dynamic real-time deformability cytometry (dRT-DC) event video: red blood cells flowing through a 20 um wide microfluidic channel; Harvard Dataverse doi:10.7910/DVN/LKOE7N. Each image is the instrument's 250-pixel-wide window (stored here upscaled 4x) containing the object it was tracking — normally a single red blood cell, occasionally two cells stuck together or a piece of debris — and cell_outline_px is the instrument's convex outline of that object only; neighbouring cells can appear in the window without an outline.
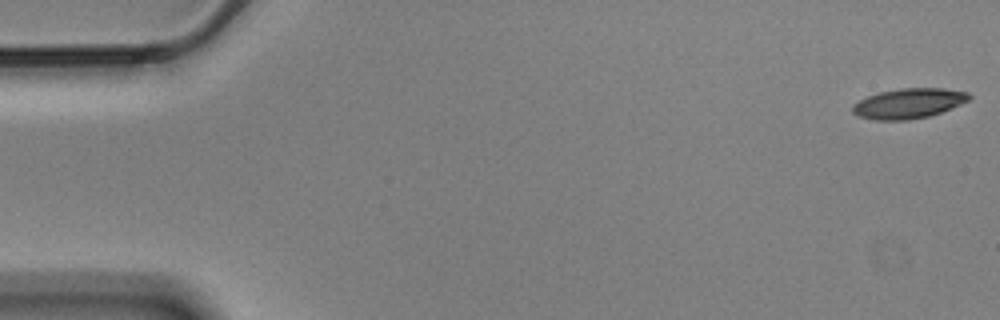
{"species": "Egyptian fruit bat (a non-hibernating species)", "species_latin": "Rousettus aegyptiacus", "temperature_condition": "cold", "stored_images_in_passage": 57, "camera_frame_rate_fps": 3000, "um_per_image_px": 0.085, "animal": {"sex": "male"}, "frame": {"image": 1, "passage_image": 1, "time_ms": 0.0, "image_size_px": [1000, 320], "cell_outline_px": [[972, 96], [968, 100], [960, 104], [940, 112], [928, 116], [908, 120], [876, 120], [856, 116], [852, 112], [852, 104], [868, 96], [880, 92], [900, 88], [944, 88], [968, 92]], "centroid_in_image_um": [77.21, 8.79], "position_along_channel_um": 7.8, "area_um2": 20.35}}
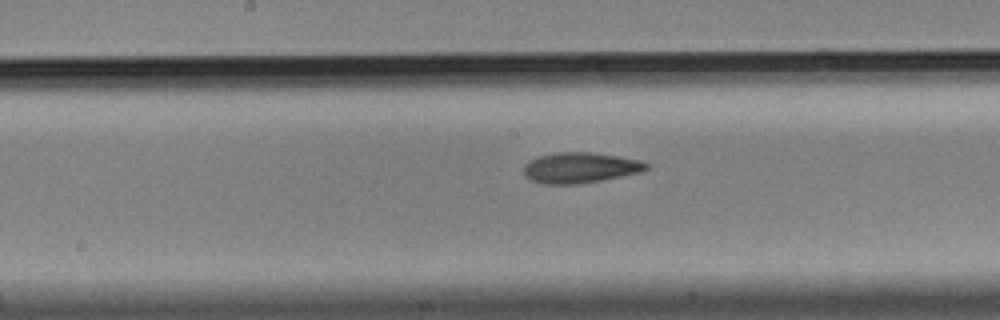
{"frame": {"image": 2, "passage_image": 29, "time_ms": 9.333, "image_size_px": [1000, 320], "cell_outline_px": [[648, 168], [640, 172], [600, 180], [576, 184], [544, 184], [532, 180], [524, 176], [524, 164], [528, 160], [540, 156], [556, 152], [592, 152], [640, 160], [648, 164]], "centroid_in_image_um": [49.27, 14.25], "position_along_channel_um": 198.9, "area_um2": 21.68}}
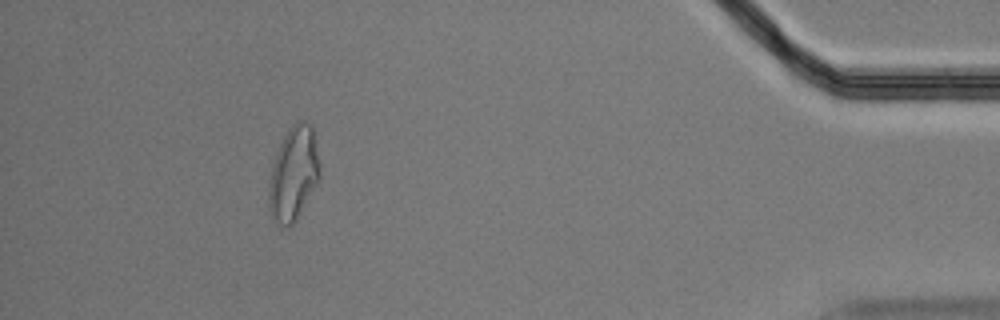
{"frame": {"image": 3, "passage_image": 52, "time_ms": 17.0, "image_size_px": [1000, 320], "cell_outline_px": [[320, 180], [296, 220], [288, 228], [280, 228], [272, 220], [268, 208], [268, 188], [272, 164], [276, 152], [284, 136], [292, 124], [300, 120], [304, 120], [312, 124], [320, 164]], "centroid_in_image_um": [24.94, 14.81], "position_along_channel_um": 410.3, "area_um2": 28.55}, "authors_computed_cell_mechanics": {"area_um2": 21.675, "velocity_mm_per_s": 3.5007, "shape_relaxation_time_tau1_ms": 4.8814, "shape_relaxation_time_tau2_ms": 3.8084, "deformation_change_tau1": 0.1718, "deformation_change_tau2": 0.1271}}